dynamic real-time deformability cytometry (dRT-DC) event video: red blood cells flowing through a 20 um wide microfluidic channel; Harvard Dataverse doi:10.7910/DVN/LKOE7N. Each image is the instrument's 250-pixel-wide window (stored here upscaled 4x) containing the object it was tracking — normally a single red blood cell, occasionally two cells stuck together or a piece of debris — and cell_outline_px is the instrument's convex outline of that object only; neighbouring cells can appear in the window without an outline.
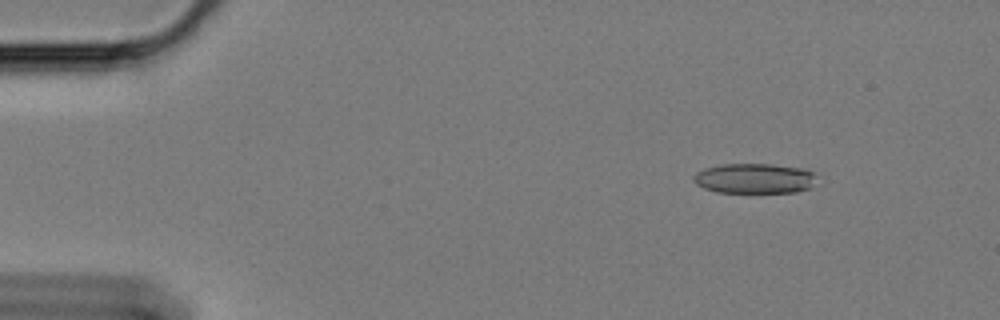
{"species": "Egyptian fruit bat (a non-hibernating species)", "species_latin": "Rousettus aegyptiacus", "temperature_condition": "cold", "stored_images_in_passage": 55, "camera_frame_rate_fps": 3000, "um_per_image_px": 0.085, "animal": {"sex": "female"}, "frame": {"image": 1, "passage_image": 3, "time_ms": 0.667, "image_size_px": [1000, 320], "cell_outline_px": [[824, 184], [812, 188], [796, 192], [716, 192], [704, 188], [696, 184], [692, 180], [692, 176], [696, 172], [704, 168], [720, 164], [772, 164], [804, 168], [812, 172]], "centroid_in_image_um": [64.23, 15.17], "position_along_channel_um": 20.8, "area_um2": 22.25}}
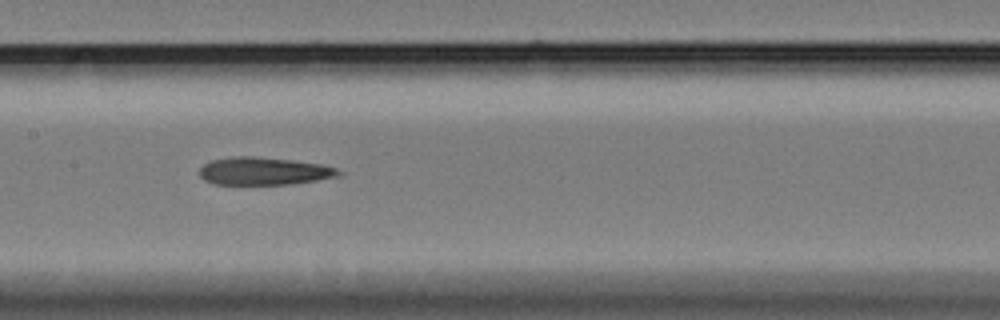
{"frame": {"image": 2, "passage_image": 25, "time_ms": 8.0, "image_size_px": [1000, 320], "cell_outline_px": [[344, 176], [292, 184], [216, 184], [204, 180], [200, 176], [200, 168], [204, 164], [212, 160], [232, 156], [252, 156], [292, 160], [324, 164], [336, 168], [344, 172]], "centroid_in_image_um": [22.51, 14.54], "position_along_channel_um": 184.9, "area_um2": 22.72}}
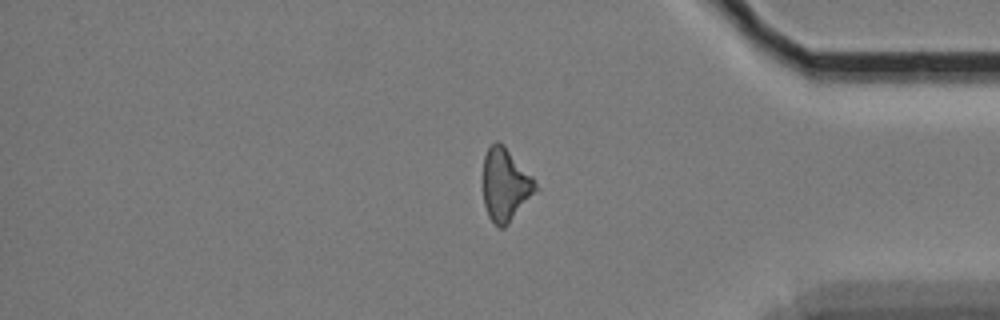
{"frame": {"image": 3, "passage_image": 45, "time_ms": 14.667, "image_size_px": [1000, 320], "cell_outline_px": [[540, 188], [508, 224], [504, 228], [496, 228], [488, 216], [484, 204], [484, 156], [488, 148], [496, 140], [504, 144], [532, 176]], "centroid_in_image_um": [42.97, 15.72], "position_along_channel_um": 392.2, "area_um2": 22.43}, "authors_computed_cell_mechanics": {"area_um2": 22.8888, "velocity_mm_per_s": 3.4109, "shape_relaxation_time_tau1_ms": 5.0918, "shape_relaxation_time_tau2_ms": null, "deformation_change_tau1": 0.1303, "deformation_change_tau2": null}}